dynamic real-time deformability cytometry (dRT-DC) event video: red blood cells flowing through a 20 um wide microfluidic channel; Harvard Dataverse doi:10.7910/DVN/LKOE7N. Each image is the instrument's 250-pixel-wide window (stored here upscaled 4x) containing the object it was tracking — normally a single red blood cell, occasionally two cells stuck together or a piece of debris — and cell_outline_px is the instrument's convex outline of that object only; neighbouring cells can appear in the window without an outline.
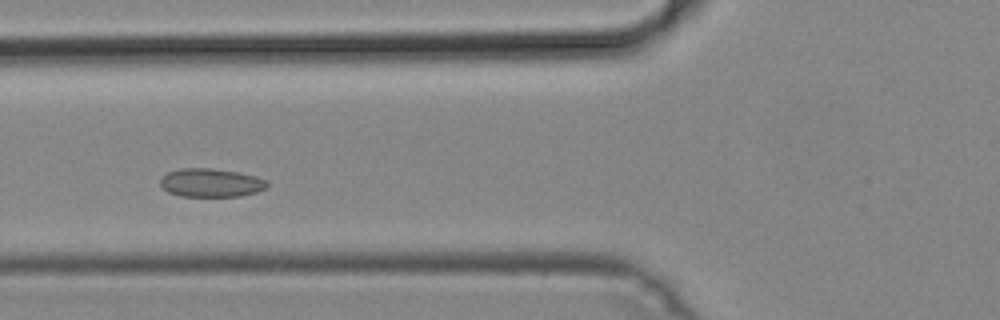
{"species": "common noctule bat (a hibernating species)", "species_latin": "Nyctalus noctula", "temperature_condition": "cold", "stored_images_in_passage": 19, "camera_frame_rate_fps": 3000, "um_per_image_px": 0.085, "animal": {"sex": "male", "body_mass_g": 19.2, "forearm_length_mm": 51.8}, "frame": {"image": 1, "passage_image": 11, "time_ms": 3.333, "image_size_px": [1000, 320], "cell_outline_px": [[268, 184], [264, 188], [256, 192], [240, 196], [180, 196], [168, 192], [160, 184], [160, 180], [168, 172], [180, 168], [212, 168], [240, 172], [256, 176], [268, 180]], "centroid_in_image_um": [17.95, 15.52], "position_along_channel_um": 107.9, "area_um2": 17.74}}
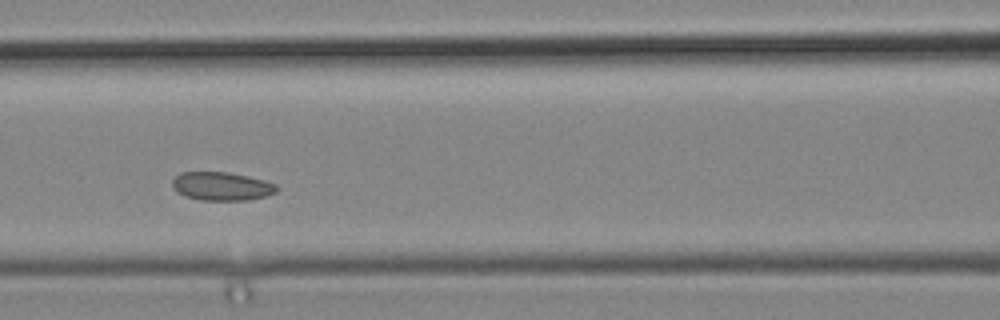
{"frame": {"image": 2, "passage_image": 14, "time_ms": 4.333, "image_size_px": [1000, 320], "cell_outline_px": [[280, 188], [276, 192], [264, 196], [248, 200], [200, 200], [184, 196], [176, 192], [172, 188], [172, 180], [180, 172], [228, 172], [248, 176], [264, 180], [276, 184]], "centroid_in_image_um": [18.82, 15.83], "position_along_channel_um": 147.8, "area_um2": 17.46}}